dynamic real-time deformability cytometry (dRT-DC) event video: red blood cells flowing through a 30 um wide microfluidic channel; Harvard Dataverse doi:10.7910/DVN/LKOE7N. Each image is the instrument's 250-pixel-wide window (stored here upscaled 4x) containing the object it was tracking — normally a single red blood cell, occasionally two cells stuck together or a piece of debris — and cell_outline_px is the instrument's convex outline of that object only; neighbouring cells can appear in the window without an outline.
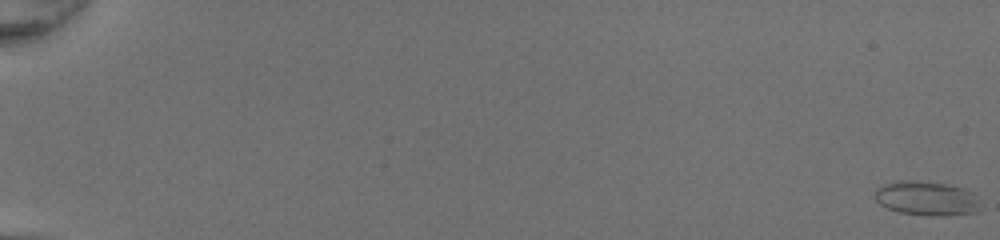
{"species": "common noctule bat (a hibernating species)", "species_latin": "Nyctalus noctula", "temperature_condition": "room temperature", "stored_images_in_passage": 18, "camera_frame_rate_fps": 3000, "um_per_image_px": 0.085, "animal": {"sex": "female", "body_mass_g": 20.0, "forearm_length_mm": 54.0}, "frame": {"image": 1, "passage_image": 1, "time_ms": 0.0, "image_size_px": [1000, 240], "cell_outline_px": [[980, 212], [948, 216], [928, 216], [900, 212], [888, 208], [880, 204], [876, 200], [876, 188], [884, 184], [896, 180], [912, 180], [948, 184], [964, 188], [972, 192], [980, 204]], "centroid_in_image_um": [78.79, 16.87], "position_along_channel_um": 6.2, "area_um2": 21.33}}
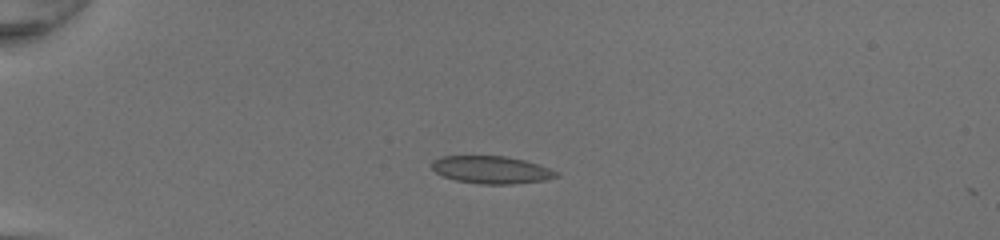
{"frame": {"image": 2, "passage_image": 16, "time_ms": 5.0, "image_size_px": [1000, 240], "cell_outline_px": [[560, 176], [544, 180], [512, 184], [476, 184], [456, 180], [444, 176], [436, 172], [432, 168], [432, 160], [440, 156], [504, 156], [524, 160], [560, 172]], "centroid_in_image_um": [41.76, 14.43], "position_along_channel_um": 43.2, "area_um2": 19.94}}